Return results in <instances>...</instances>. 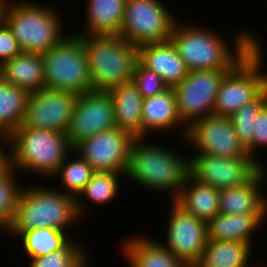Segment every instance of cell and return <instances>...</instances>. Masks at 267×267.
I'll return each mask as SVG.
<instances>
[{
  "mask_svg": "<svg viewBox=\"0 0 267 267\" xmlns=\"http://www.w3.org/2000/svg\"><path fill=\"white\" fill-rule=\"evenodd\" d=\"M178 21L170 40L189 71L230 70L252 49V33L249 31L234 35V48H231L218 31L196 26L193 22L182 21L181 24Z\"/></svg>",
  "mask_w": 267,
  "mask_h": 267,
  "instance_id": "obj_1",
  "label": "cell"
},
{
  "mask_svg": "<svg viewBox=\"0 0 267 267\" xmlns=\"http://www.w3.org/2000/svg\"><path fill=\"white\" fill-rule=\"evenodd\" d=\"M147 142L145 137L133 141L124 177L147 190L170 193L175 200L189 174V158Z\"/></svg>",
  "mask_w": 267,
  "mask_h": 267,
  "instance_id": "obj_2",
  "label": "cell"
},
{
  "mask_svg": "<svg viewBox=\"0 0 267 267\" xmlns=\"http://www.w3.org/2000/svg\"><path fill=\"white\" fill-rule=\"evenodd\" d=\"M24 186L18 200L15 215L8 225V236L16 239L23 231L44 227L67 232L73 223L79 222L76 198L56 188Z\"/></svg>",
  "mask_w": 267,
  "mask_h": 267,
  "instance_id": "obj_3",
  "label": "cell"
},
{
  "mask_svg": "<svg viewBox=\"0 0 267 267\" xmlns=\"http://www.w3.org/2000/svg\"><path fill=\"white\" fill-rule=\"evenodd\" d=\"M9 141L12 168L49 179L74 149L67 133L23 125L9 136Z\"/></svg>",
  "mask_w": 267,
  "mask_h": 267,
  "instance_id": "obj_4",
  "label": "cell"
},
{
  "mask_svg": "<svg viewBox=\"0 0 267 267\" xmlns=\"http://www.w3.org/2000/svg\"><path fill=\"white\" fill-rule=\"evenodd\" d=\"M85 47L95 91H108L132 81L139 61V47L121 35H79Z\"/></svg>",
  "mask_w": 267,
  "mask_h": 267,
  "instance_id": "obj_5",
  "label": "cell"
},
{
  "mask_svg": "<svg viewBox=\"0 0 267 267\" xmlns=\"http://www.w3.org/2000/svg\"><path fill=\"white\" fill-rule=\"evenodd\" d=\"M35 1H9L3 21L24 52L43 54L67 37L56 9ZM57 12V13H56ZM65 33V35H64Z\"/></svg>",
  "mask_w": 267,
  "mask_h": 267,
  "instance_id": "obj_6",
  "label": "cell"
},
{
  "mask_svg": "<svg viewBox=\"0 0 267 267\" xmlns=\"http://www.w3.org/2000/svg\"><path fill=\"white\" fill-rule=\"evenodd\" d=\"M262 48L260 39L252 34V49L226 73L220 83L213 114L230 117L267 87V73L262 70Z\"/></svg>",
  "mask_w": 267,
  "mask_h": 267,
  "instance_id": "obj_7",
  "label": "cell"
},
{
  "mask_svg": "<svg viewBox=\"0 0 267 267\" xmlns=\"http://www.w3.org/2000/svg\"><path fill=\"white\" fill-rule=\"evenodd\" d=\"M45 88L81 95L93 91L85 47L78 34L68 33L43 53Z\"/></svg>",
  "mask_w": 267,
  "mask_h": 267,
  "instance_id": "obj_8",
  "label": "cell"
},
{
  "mask_svg": "<svg viewBox=\"0 0 267 267\" xmlns=\"http://www.w3.org/2000/svg\"><path fill=\"white\" fill-rule=\"evenodd\" d=\"M160 0H126L120 35L135 46L170 40L175 16Z\"/></svg>",
  "mask_w": 267,
  "mask_h": 267,
  "instance_id": "obj_9",
  "label": "cell"
},
{
  "mask_svg": "<svg viewBox=\"0 0 267 267\" xmlns=\"http://www.w3.org/2000/svg\"><path fill=\"white\" fill-rule=\"evenodd\" d=\"M229 70H191L173 87L177 113L188 129L197 120L213 114L220 83Z\"/></svg>",
  "mask_w": 267,
  "mask_h": 267,
  "instance_id": "obj_10",
  "label": "cell"
},
{
  "mask_svg": "<svg viewBox=\"0 0 267 267\" xmlns=\"http://www.w3.org/2000/svg\"><path fill=\"white\" fill-rule=\"evenodd\" d=\"M183 141L194 147L196 154L228 158L251 157L238 139L231 117L212 114L197 120L187 129Z\"/></svg>",
  "mask_w": 267,
  "mask_h": 267,
  "instance_id": "obj_11",
  "label": "cell"
},
{
  "mask_svg": "<svg viewBox=\"0 0 267 267\" xmlns=\"http://www.w3.org/2000/svg\"><path fill=\"white\" fill-rule=\"evenodd\" d=\"M263 166L253 157H217L193 154L189 174L198 182L222 190L249 181Z\"/></svg>",
  "mask_w": 267,
  "mask_h": 267,
  "instance_id": "obj_12",
  "label": "cell"
},
{
  "mask_svg": "<svg viewBox=\"0 0 267 267\" xmlns=\"http://www.w3.org/2000/svg\"><path fill=\"white\" fill-rule=\"evenodd\" d=\"M135 139L129 132L115 127L81 141L73 150L95 171L125 174Z\"/></svg>",
  "mask_w": 267,
  "mask_h": 267,
  "instance_id": "obj_13",
  "label": "cell"
},
{
  "mask_svg": "<svg viewBox=\"0 0 267 267\" xmlns=\"http://www.w3.org/2000/svg\"><path fill=\"white\" fill-rule=\"evenodd\" d=\"M171 203L163 244L183 263L196 265L208 241L207 223L186 212L174 200Z\"/></svg>",
  "mask_w": 267,
  "mask_h": 267,
  "instance_id": "obj_14",
  "label": "cell"
},
{
  "mask_svg": "<svg viewBox=\"0 0 267 267\" xmlns=\"http://www.w3.org/2000/svg\"><path fill=\"white\" fill-rule=\"evenodd\" d=\"M116 127L113 101L107 91H89L78 95L67 136L74 148L99 132Z\"/></svg>",
  "mask_w": 267,
  "mask_h": 267,
  "instance_id": "obj_15",
  "label": "cell"
},
{
  "mask_svg": "<svg viewBox=\"0 0 267 267\" xmlns=\"http://www.w3.org/2000/svg\"><path fill=\"white\" fill-rule=\"evenodd\" d=\"M78 95L42 88L31 92L22 125L67 133Z\"/></svg>",
  "mask_w": 267,
  "mask_h": 267,
  "instance_id": "obj_16",
  "label": "cell"
},
{
  "mask_svg": "<svg viewBox=\"0 0 267 267\" xmlns=\"http://www.w3.org/2000/svg\"><path fill=\"white\" fill-rule=\"evenodd\" d=\"M266 180L267 168L263 166L246 183L220 190V213L229 215L267 214V195L262 191Z\"/></svg>",
  "mask_w": 267,
  "mask_h": 267,
  "instance_id": "obj_17",
  "label": "cell"
},
{
  "mask_svg": "<svg viewBox=\"0 0 267 267\" xmlns=\"http://www.w3.org/2000/svg\"><path fill=\"white\" fill-rule=\"evenodd\" d=\"M139 62L160 75L168 88L178 85L189 72L171 40L139 46Z\"/></svg>",
  "mask_w": 267,
  "mask_h": 267,
  "instance_id": "obj_18",
  "label": "cell"
},
{
  "mask_svg": "<svg viewBox=\"0 0 267 267\" xmlns=\"http://www.w3.org/2000/svg\"><path fill=\"white\" fill-rule=\"evenodd\" d=\"M185 139L187 128L182 124L177 113L176 97L173 88L160 94L143 99L142 107V138L152 131L163 133L176 128ZM182 126V127H181ZM154 130V131H153Z\"/></svg>",
  "mask_w": 267,
  "mask_h": 267,
  "instance_id": "obj_19",
  "label": "cell"
},
{
  "mask_svg": "<svg viewBox=\"0 0 267 267\" xmlns=\"http://www.w3.org/2000/svg\"><path fill=\"white\" fill-rule=\"evenodd\" d=\"M122 255L130 267H187L163 244L148 235H133L122 243Z\"/></svg>",
  "mask_w": 267,
  "mask_h": 267,
  "instance_id": "obj_20",
  "label": "cell"
},
{
  "mask_svg": "<svg viewBox=\"0 0 267 267\" xmlns=\"http://www.w3.org/2000/svg\"><path fill=\"white\" fill-rule=\"evenodd\" d=\"M113 101L116 127L142 138L143 97L133 81L125 82L107 91Z\"/></svg>",
  "mask_w": 267,
  "mask_h": 267,
  "instance_id": "obj_21",
  "label": "cell"
},
{
  "mask_svg": "<svg viewBox=\"0 0 267 267\" xmlns=\"http://www.w3.org/2000/svg\"><path fill=\"white\" fill-rule=\"evenodd\" d=\"M0 77L29 93L45 88L42 54L22 51L0 66Z\"/></svg>",
  "mask_w": 267,
  "mask_h": 267,
  "instance_id": "obj_22",
  "label": "cell"
},
{
  "mask_svg": "<svg viewBox=\"0 0 267 267\" xmlns=\"http://www.w3.org/2000/svg\"><path fill=\"white\" fill-rule=\"evenodd\" d=\"M267 214L215 215L207 223L208 240L240 241L252 244V235L263 224Z\"/></svg>",
  "mask_w": 267,
  "mask_h": 267,
  "instance_id": "obj_23",
  "label": "cell"
},
{
  "mask_svg": "<svg viewBox=\"0 0 267 267\" xmlns=\"http://www.w3.org/2000/svg\"><path fill=\"white\" fill-rule=\"evenodd\" d=\"M220 190L195 180L190 174L174 200L186 212L208 223L219 210Z\"/></svg>",
  "mask_w": 267,
  "mask_h": 267,
  "instance_id": "obj_24",
  "label": "cell"
},
{
  "mask_svg": "<svg viewBox=\"0 0 267 267\" xmlns=\"http://www.w3.org/2000/svg\"><path fill=\"white\" fill-rule=\"evenodd\" d=\"M86 28L78 35H120L126 0H85Z\"/></svg>",
  "mask_w": 267,
  "mask_h": 267,
  "instance_id": "obj_25",
  "label": "cell"
},
{
  "mask_svg": "<svg viewBox=\"0 0 267 267\" xmlns=\"http://www.w3.org/2000/svg\"><path fill=\"white\" fill-rule=\"evenodd\" d=\"M252 244L240 241L208 240L198 267H249ZM251 267V265H250Z\"/></svg>",
  "mask_w": 267,
  "mask_h": 267,
  "instance_id": "obj_26",
  "label": "cell"
},
{
  "mask_svg": "<svg viewBox=\"0 0 267 267\" xmlns=\"http://www.w3.org/2000/svg\"><path fill=\"white\" fill-rule=\"evenodd\" d=\"M29 94L0 77V134L10 136L22 125Z\"/></svg>",
  "mask_w": 267,
  "mask_h": 267,
  "instance_id": "obj_27",
  "label": "cell"
},
{
  "mask_svg": "<svg viewBox=\"0 0 267 267\" xmlns=\"http://www.w3.org/2000/svg\"><path fill=\"white\" fill-rule=\"evenodd\" d=\"M120 175H124L122 173L115 172H106V171H96L93 176L90 178L84 189L76 197V209L80 218L85 215V201L83 202L81 199L85 200L87 198V202L95 203V205H106L111 203L116 196H118V190L120 187L121 179ZM86 198H81V197ZM108 202V203H107ZM84 203V204H83ZM83 215V216H82Z\"/></svg>",
  "mask_w": 267,
  "mask_h": 267,
  "instance_id": "obj_28",
  "label": "cell"
},
{
  "mask_svg": "<svg viewBox=\"0 0 267 267\" xmlns=\"http://www.w3.org/2000/svg\"><path fill=\"white\" fill-rule=\"evenodd\" d=\"M72 238L69 231L41 227L23 231L16 239L21 240V248L24 249V254L26 253L27 257L29 256L28 258L32 259L63 248Z\"/></svg>",
  "mask_w": 267,
  "mask_h": 267,
  "instance_id": "obj_29",
  "label": "cell"
},
{
  "mask_svg": "<svg viewBox=\"0 0 267 267\" xmlns=\"http://www.w3.org/2000/svg\"><path fill=\"white\" fill-rule=\"evenodd\" d=\"M73 153L78 158L71 161L67 156L51 179L59 177L62 188L57 190L76 198L96 171L74 150Z\"/></svg>",
  "mask_w": 267,
  "mask_h": 267,
  "instance_id": "obj_30",
  "label": "cell"
},
{
  "mask_svg": "<svg viewBox=\"0 0 267 267\" xmlns=\"http://www.w3.org/2000/svg\"><path fill=\"white\" fill-rule=\"evenodd\" d=\"M81 245V246H80ZM85 247L72 238L63 248L45 256L29 259L28 267H89ZM88 256V257H87Z\"/></svg>",
  "mask_w": 267,
  "mask_h": 267,
  "instance_id": "obj_31",
  "label": "cell"
},
{
  "mask_svg": "<svg viewBox=\"0 0 267 267\" xmlns=\"http://www.w3.org/2000/svg\"><path fill=\"white\" fill-rule=\"evenodd\" d=\"M266 104L267 87L253 101L246 103L230 116L238 139L245 147L251 143L254 120Z\"/></svg>",
  "mask_w": 267,
  "mask_h": 267,
  "instance_id": "obj_32",
  "label": "cell"
},
{
  "mask_svg": "<svg viewBox=\"0 0 267 267\" xmlns=\"http://www.w3.org/2000/svg\"><path fill=\"white\" fill-rule=\"evenodd\" d=\"M18 171L12 167L0 175V219L8 226L15 215L23 186L17 182Z\"/></svg>",
  "mask_w": 267,
  "mask_h": 267,
  "instance_id": "obj_33",
  "label": "cell"
},
{
  "mask_svg": "<svg viewBox=\"0 0 267 267\" xmlns=\"http://www.w3.org/2000/svg\"><path fill=\"white\" fill-rule=\"evenodd\" d=\"M132 81L143 98L152 97L168 89L160 75L145 68L139 61L136 64Z\"/></svg>",
  "mask_w": 267,
  "mask_h": 267,
  "instance_id": "obj_34",
  "label": "cell"
},
{
  "mask_svg": "<svg viewBox=\"0 0 267 267\" xmlns=\"http://www.w3.org/2000/svg\"><path fill=\"white\" fill-rule=\"evenodd\" d=\"M253 134L251 143L246 147L248 154L256 159L262 166H266L262 163L261 159L255 155L259 147H267V104L260 110L258 116L254 120ZM256 156V157H255Z\"/></svg>",
  "mask_w": 267,
  "mask_h": 267,
  "instance_id": "obj_35",
  "label": "cell"
},
{
  "mask_svg": "<svg viewBox=\"0 0 267 267\" xmlns=\"http://www.w3.org/2000/svg\"><path fill=\"white\" fill-rule=\"evenodd\" d=\"M22 52L9 26L2 21L0 24V66Z\"/></svg>",
  "mask_w": 267,
  "mask_h": 267,
  "instance_id": "obj_36",
  "label": "cell"
},
{
  "mask_svg": "<svg viewBox=\"0 0 267 267\" xmlns=\"http://www.w3.org/2000/svg\"><path fill=\"white\" fill-rule=\"evenodd\" d=\"M7 149H10L9 136L0 134V175H2L6 170H8L11 167L10 150Z\"/></svg>",
  "mask_w": 267,
  "mask_h": 267,
  "instance_id": "obj_37",
  "label": "cell"
},
{
  "mask_svg": "<svg viewBox=\"0 0 267 267\" xmlns=\"http://www.w3.org/2000/svg\"><path fill=\"white\" fill-rule=\"evenodd\" d=\"M7 229H8V226L0 219V231L2 232H6L7 234Z\"/></svg>",
  "mask_w": 267,
  "mask_h": 267,
  "instance_id": "obj_38",
  "label": "cell"
},
{
  "mask_svg": "<svg viewBox=\"0 0 267 267\" xmlns=\"http://www.w3.org/2000/svg\"><path fill=\"white\" fill-rule=\"evenodd\" d=\"M8 6V0H0V7L5 9Z\"/></svg>",
  "mask_w": 267,
  "mask_h": 267,
  "instance_id": "obj_39",
  "label": "cell"
},
{
  "mask_svg": "<svg viewBox=\"0 0 267 267\" xmlns=\"http://www.w3.org/2000/svg\"><path fill=\"white\" fill-rule=\"evenodd\" d=\"M4 10H5V9H2V8L0 7V24L2 23L3 18H4Z\"/></svg>",
  "mask_w": 267,
  "mask_h": 267,
  "instance_id": "obj_40",
  "label": "cell"
}]
</instances>
